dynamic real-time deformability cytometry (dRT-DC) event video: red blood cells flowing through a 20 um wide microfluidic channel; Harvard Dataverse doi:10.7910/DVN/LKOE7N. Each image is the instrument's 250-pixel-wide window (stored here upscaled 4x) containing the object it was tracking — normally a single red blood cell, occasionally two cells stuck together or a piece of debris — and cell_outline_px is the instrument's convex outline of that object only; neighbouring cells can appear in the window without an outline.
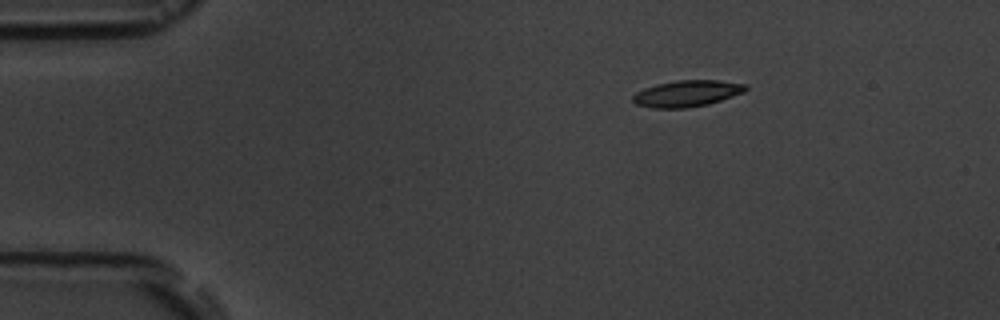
{"species": "common noctule bat (a hibernating species)", "species_latin": "Nyctalus noctula", "temperature_condition": "room temperature", "stored_images_in_passage": 3, "camera_frame_rate_fps": 3000, "um_per_image_px": 0.085, "animal": {"sex": "male", "body_mass_g": 19.5, "forearm_length_mm": 54.6}, "frame": {"image": 1, "passage_image": 1, "time_ms": 0.0, "image_size_px": [1000, 320], "cell_outline_px": [[748, 88], [744, 92], [708, 104], [688, 108], [652, 108], [636, 104], [632, 100], [632, 96], [636, 92], [644, 88], [656, 84], [676, 80], [720, 80], [748, 84]], "centroid_in_image_um": [58.39, 7.94], "position_along_channel_um": 26.6, "area_um2": 17.46}}